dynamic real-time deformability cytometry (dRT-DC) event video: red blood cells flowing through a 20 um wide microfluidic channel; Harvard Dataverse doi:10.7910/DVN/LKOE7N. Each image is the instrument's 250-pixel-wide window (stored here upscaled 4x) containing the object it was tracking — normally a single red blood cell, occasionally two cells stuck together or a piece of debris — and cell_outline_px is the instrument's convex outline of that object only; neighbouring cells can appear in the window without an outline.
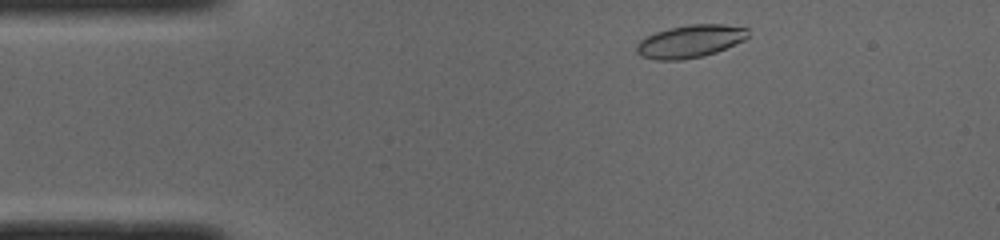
{"species": "common noctule bat (a hibernating species)", "species_latin": "Nyctalus noctula", "temperature_condition": "cold", "stored_images_in_passage": 14, "camera_frame_rate_fps": 3000, "um_per_image_px": 0.085, "animal": {"sex": "male", "body_mass_g": 19.0, "forearm_length_mm": 50.8}, "frame": {"image": 1, "passage_image": 2, "time_ms": 0.333, "image_size_px": [1000, 240], "cell_outline_px": [[748, 36], [744, 40], [716, 52], [704, 56], [680, 60], [656, 60], [640, 56], [636, 52], [636, 44], [644, 36], [668, 28], [692, 24], [724, 24], [748, 28]], "centroid_in_image_um": [58.63, 3.51], "position_along_channel_um": 26.4, "area_um2": 21.39}}
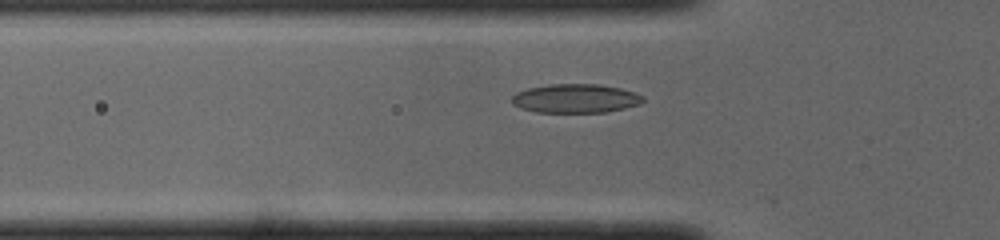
{"frame": {"image": 2, "passage_image": 10, "time_ms": 3.0, "image_size_px": [1000, 240], "cell_outline_px": [[644, 100], [640, 104], [624, 108], [604, 112], [536, 112], [520, 108], [512, 104], [512, 96], [516, 92], [528, 88], [548, 84], [600, 84], [620, 88], [636, 92], [644, 96]], "centroid_in_image_um": [48.92, 8.36], "position_along_channel_um": 76.9, "area_um2": 22.2}}
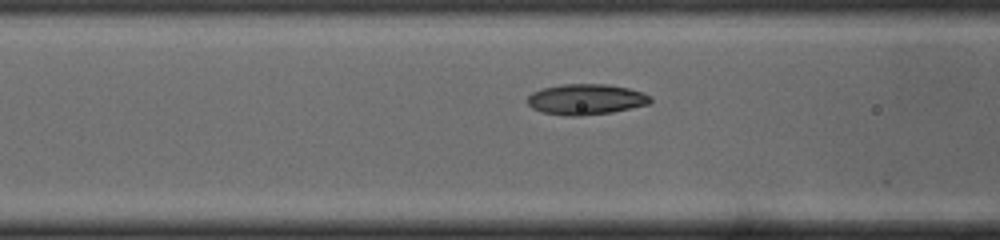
{"frame": {"image": 3, "passage_image": 13, "time_ms": 4.0, "image_size_px": [1000, 240], "cell_outline_px": [[652, 100], [648, 104], [612, 112], [580, 116], [568, 116], [540, 112], [532, 108], [528, 104], [528, 96], [532, 92], [544, 88], [560, 84], [608, 84], [628, 88], [644, 92], [652, 96]], "centroid_in_image_um": [49.81, 8.44], "position_along_channel_um": 116.8, "area_um2": 22.08}}